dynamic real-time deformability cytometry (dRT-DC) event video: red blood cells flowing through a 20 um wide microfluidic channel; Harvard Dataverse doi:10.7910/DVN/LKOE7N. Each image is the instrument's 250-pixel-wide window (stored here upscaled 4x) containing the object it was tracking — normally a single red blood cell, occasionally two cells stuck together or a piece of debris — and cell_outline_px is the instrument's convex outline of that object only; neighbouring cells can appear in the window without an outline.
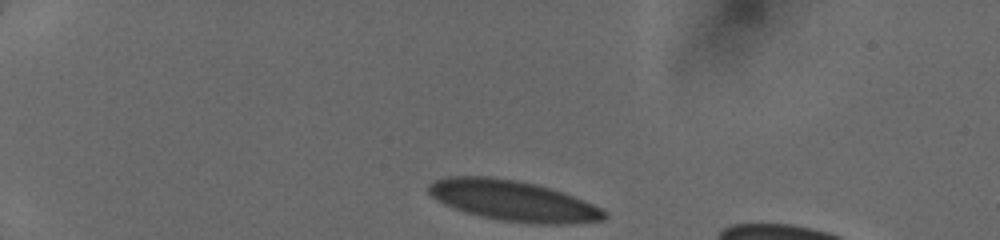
{"species": "human", "species_latin": "Homo sapiens", "temperature_condition": "cold", "stored_images_in_passage": 33, "camera_frame_rate_fps": 3000, "um_per_image_px": 0.085, "donor": {"sex": "female"}, "frame": {"image": 1, "passage_image": 1, "time_ms": 0.0, "image_size_px": [1000, 240], "cell_outline_px": [[608, 216], [604, 220], [568, 224], [532, 224], [500, 220], [480, 216], [464, 212], [452, 208], [436, 200], [428, 192], [428, 184], [436, 180], [448, 176], [488, 176], [536, 184], [564, 192], [584, 200], [608, 212]], "centroid_in_image_um": [43.62, 17.07], "position_along_channel_um": 41.4, "area_um2": 41.67}}
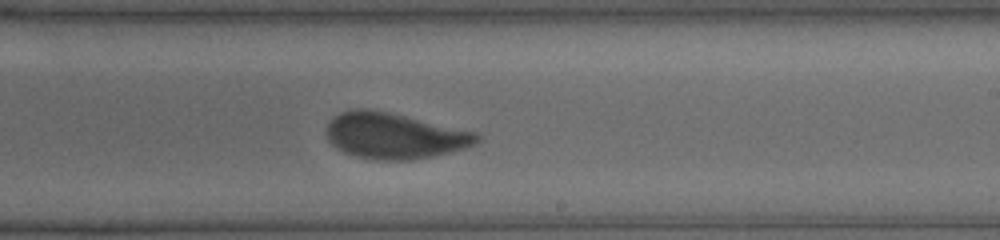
{"frame": {"image": 2, "passage_image": 21, "time_ms": 6.667, "image_size_px": [1000, 240], "cell_outline_px": [[480, 140], [464, 148], [452, 152], [412, 160], [372, 160], [356, 156], [344, 152], [336, 148], [328, 140], [324, 132], [328, 120], [340, 112], [352, 108], [368, 108], [388, 112], [476, 132], [480, 136]], "centroid_in_image_um": [33.44, 11.54], "position_along_channel_um": 255.6, "area_um2": 40.46}}
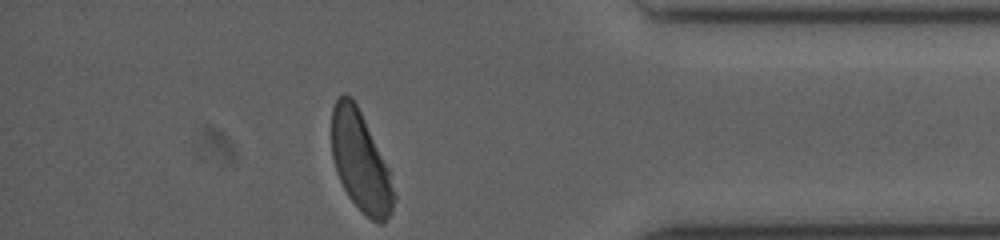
{"frame": {"image": 3, "passage_image": 33, "time_ms": 10.667, "image_size_px": [1000, 240], "cell_outline_px": [[396, 196], [392, 212], [384, 224], [380, 224], [372, 220], [348, 196], [336, 172], [332, 156], [332, 108], [336, 100], [344, 92], [352, 96], [388, 168]], "centroid_in_image_um": [30.64, 13.75], "position_along_channel_um": 404.6, "area_um2": 35.72}}